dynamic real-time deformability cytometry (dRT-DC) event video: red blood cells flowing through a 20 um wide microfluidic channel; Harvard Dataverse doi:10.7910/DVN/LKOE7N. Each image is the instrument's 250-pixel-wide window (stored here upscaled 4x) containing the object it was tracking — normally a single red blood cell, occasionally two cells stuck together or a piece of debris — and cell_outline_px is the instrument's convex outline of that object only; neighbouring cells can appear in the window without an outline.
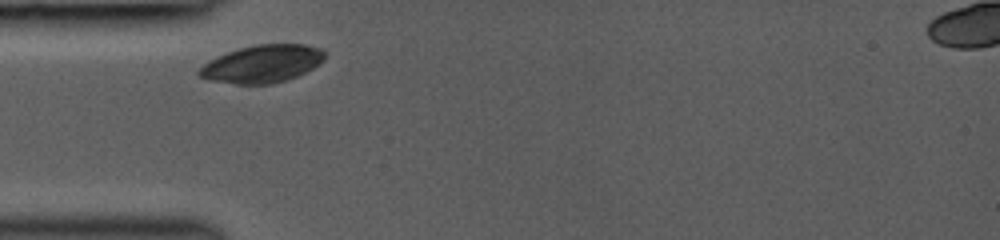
{"species": "common noctule bat (a hibernating species)", "species_latin": "Nyctalus noctula", "temperature_condition": "room temperature", "stored_images_in_passage": 5, "camera_frame_rate_fps": 3000, "um_per_image_px": 0.085, "animal": {"sex": "female", "body_mass_g": 19.0, "forearm_length_mm": 53.3}, "frame": {"image": 1, "passage_image": 1, "time_ms": 0.0, "image_size_px": [1000, 240], "cell_outline_px": [[328, 52], [324, 60], [312, 68], [296, 76], [272, 84], [236, 84], [208, 80], [200, 76], [196, 72], [204, 64], [228, 52], [240, 48], [256, 44], [304, 44], [324, 48]], "centroid_in_image_um": [22.34, 5.42], "position_along_channel_um": 62.7, "area_um2": 27.46}}
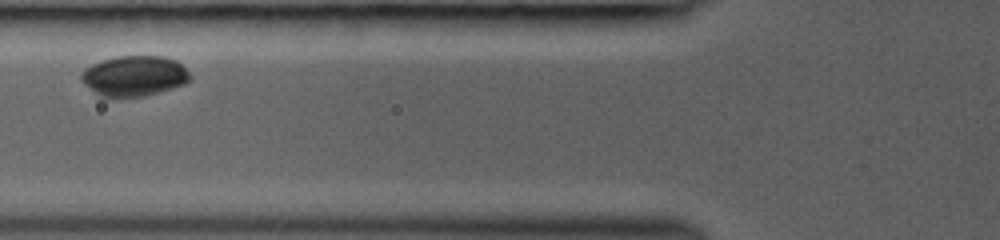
{"frame": {"image": 2, "passage_image": 3, "time_ms": 1.333, "image_size_px": [1000, 240], "cell_outline_px": [[192, 80], [184, 84], [172, 88], [144, 96], [100, 96], [84, 84], [80, 80], [80, 72], [84, 68], [92, 64], [116, 56], [164, 56], [176, 60], [192, 76]], "centroid_in_image_um": [11.4, 6.44], "position_along_channel_um": 114.4, "area_um2": 25.55}}
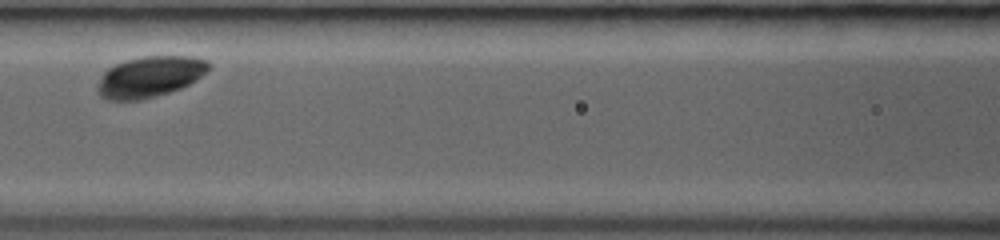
{"frame": {"image": 3, "passage_image": 4, "time_ms": 2.333, "image_size_px": [1000, 240], "cell_outline_px": [[208, 68], [196, 80], [180, 88], [156, 96], [140, 100], [108, 100], [100, 96], [96, 88], [104, 72], [108, 68], [124, 60], [140, 56], [188, 56], [208, 60]], "centroid_in_image_um": [12.69, 6.52], "position_along_channel_um": 153.9, "area_um2": 26.3}}